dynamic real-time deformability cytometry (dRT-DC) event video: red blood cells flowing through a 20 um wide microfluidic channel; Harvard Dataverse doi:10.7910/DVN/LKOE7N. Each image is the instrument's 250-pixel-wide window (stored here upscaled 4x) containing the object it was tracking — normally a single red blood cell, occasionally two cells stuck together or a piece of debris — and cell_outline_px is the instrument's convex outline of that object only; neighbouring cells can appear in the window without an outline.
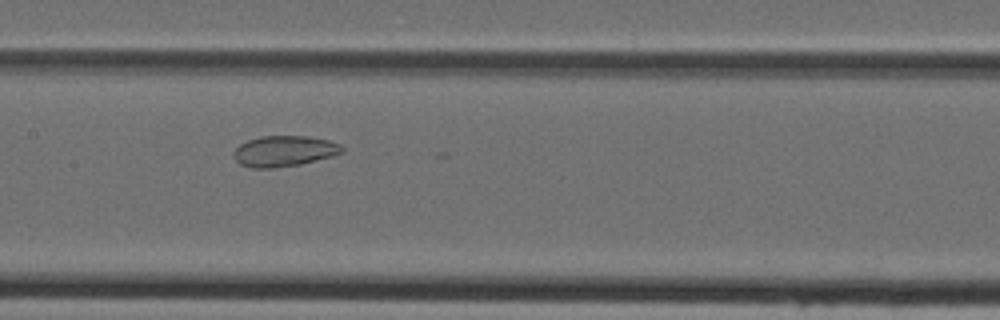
{"species": "Egyptian fruit bat (a non-hibernating species)", "species_latin": "Rousettus aegyptiacus", "temperature_condition": "cold", "stored_images_in_passage": 30, "camera_frame_rate_fps": 3000, "um_per_image_px": 0.085, "animal": {"sex": "female"}, "frame": {"image": 1, "passage_image": 24, "time_ms": 7.667, "image_size_px": [1000, 320], "cell_outline_px": [[344, 152], [332, 156], [300, 164], [272, 168], [252, 168], [240, 164], [236, 160], [232, 152], [240, 144], [248, 140], [260, 136], [308, 136], [328, 140], [340, 144], [344, 148]], "centroid_in_image_um": [24.15, 12.84], "position_along_channel_um": 183.2, "area_um2": 19.42}}
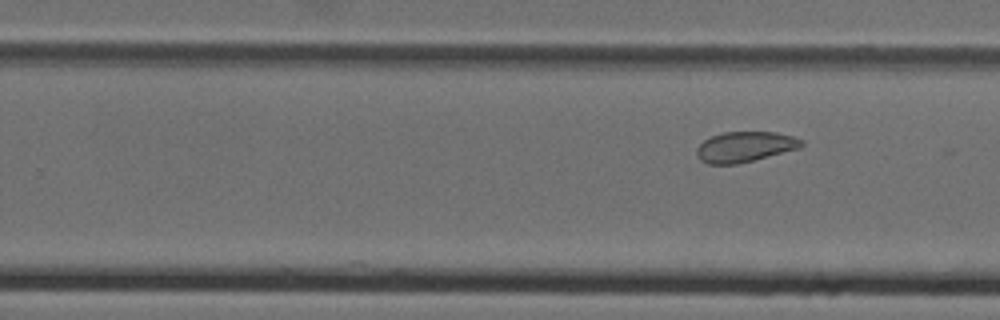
{"frame": {"image": 2, "passage_image": 30, "time_ms": 9.667, "image_size_px": [1000, 320], "cell_outline_px": [[804, 144], [800, 148], [736, 164], [708, 164], [700, 160], [696, 156], [696, 148], [704, 140], [712, 136], [724, 132], [776, 132], [792, 136], [804, 140]], "centroid_in_image_um": [63.31, 12.47], "position_along_channel_um": 266.5, "area_um2": 18.5}}